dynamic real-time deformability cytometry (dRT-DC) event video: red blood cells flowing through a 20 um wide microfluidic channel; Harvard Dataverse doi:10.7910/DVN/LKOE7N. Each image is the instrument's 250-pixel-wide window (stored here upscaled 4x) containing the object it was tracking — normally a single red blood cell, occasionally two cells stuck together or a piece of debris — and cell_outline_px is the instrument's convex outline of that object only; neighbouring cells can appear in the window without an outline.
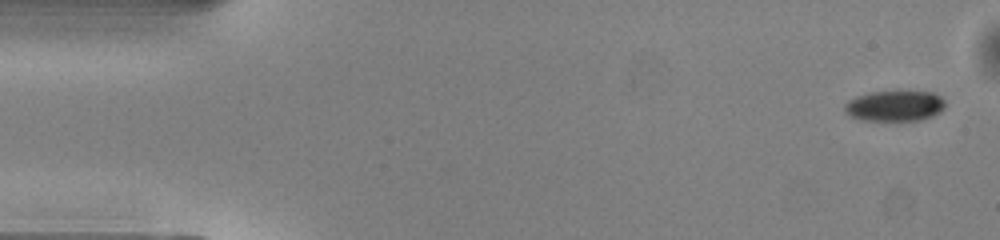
{"species": "common noctule bat (a hibernating species)", "species_latin": "Nyctalus noctula", "temperature_condition": "warm", "stored_images_in_passage": 50, "camera_frame_rate_fps": 3000, "um_per_image_px": 0.085, "animal": {"sex": "male", "body_mass_g": 13.0, "forearm_length_mm": 53.1}, "frame": {"image": 1, "passage_image": 1, "time_ms": 0.0, "image_size_px": [1000, 240], "cell_outline_px": [[944, 108], [940, 112], [932, 116], [920, 120], [860, 120], [844, 112], [844, 104], [848, 100], [856, 96], [872, 92], [932, 92], [940, 96], [944, 100]], "centroid_in_image_um": [76.03, 9.0], "position_along_channel_um": 9.0, "area_um2": 17.8}}
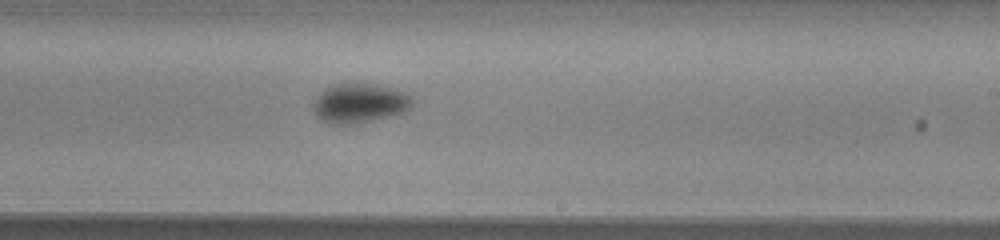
{"frame": {"image": 2, "passage_image": 29, "time_ms": 9.333, "image_size_px": [1000, 240], "cell_outline_px": [[416, 100], [404, 112], [372, 120], [352, 124], [328, 124], [312, 108], [312, 100], [324, 88], [336, 84], [376, 84], [404, 92], [412, 96]], "centroid_in_image_um": [30.55, 8.76], "position_along_channel_um": 258.4, "area_um2": 22.6}}
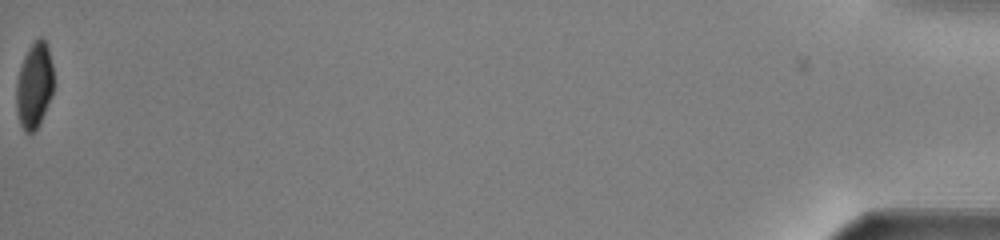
{"frame": {"image": 3, "passage_image": 50, "time_ms": 16.333, "image_size_px": [1000, 240], "cell_outline_px": [[52, 96], [40, 124], [32, 136], [24, 132], [20, 124], [16, 108], [16, 84], [20, 68], [24, 56], [28, 48], [40, 36], [48, 44], [52, 64]], "centroid_in_image_um": [2.91, 7.32], "position_along_channel_um": 432.3, "area_um2": 18.84}, "authors_computed_cell_mechanics": {"area_um2": 21.0681, "velocity_mm_per_s": 4.052, "shape_relaxation_time_tau1_ms": 2.8055, "shape_relaxation_time_tau2_ms": 7.0255, "deformation_change_tau1": 0.111, "deformation_change_tau2": 0.0585}}